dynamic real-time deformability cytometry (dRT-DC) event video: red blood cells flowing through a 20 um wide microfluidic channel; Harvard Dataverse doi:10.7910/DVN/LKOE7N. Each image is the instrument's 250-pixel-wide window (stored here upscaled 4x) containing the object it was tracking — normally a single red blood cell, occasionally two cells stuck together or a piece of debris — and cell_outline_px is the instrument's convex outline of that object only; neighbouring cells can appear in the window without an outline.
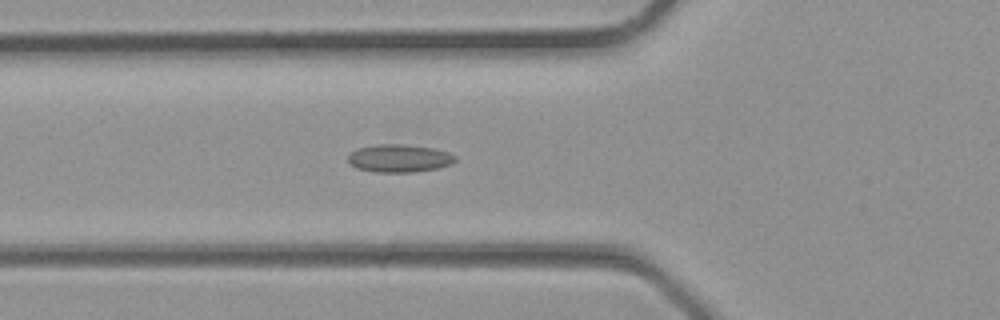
{"species": "common noctule bat (a hibernating species)", "species_latin": "Nyctalus noctula", "temperature_condition": "room temperature", "stored_images_in_passage": 34, "camera_frame_rate_fps": 3000, "um_per_image_px": 0.085, "animal": {"sex": "male", "body_mass_g": 23.1, "forearm_length_mm": 52.7}, "frame": {"image": 1, "passage_image": 12, "time_ms": 3.667, "image_size_px": [1000, 320], "cell_outline_px": [[456, 160], [452, 164], [436, 168], [412, 172], [376, 172], [356, 168], [348, 164], [348, 156], [356, 148], [376, 144], [404, 144], [432, 148], [448, 152], [456, 156]], "centroid_in_image_um": [33.9, 13.45], "position_along_channel_um": 91.9, "area_um2": 17.46}}
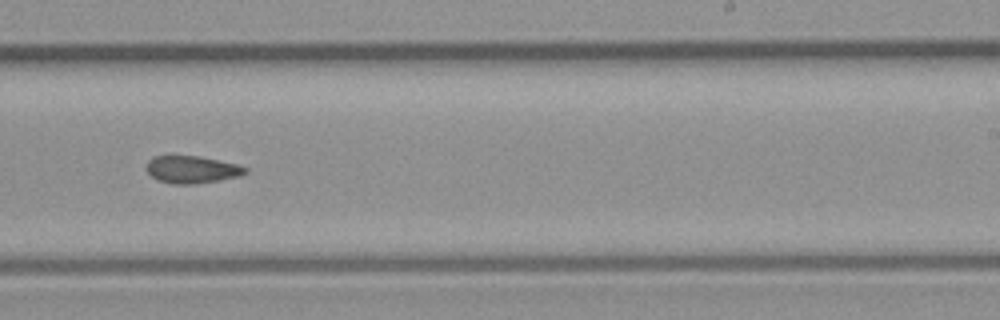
{"frame": {"image": 2, "passage_image": 21, "time_ms": 6.667, "image_size_px": [1000, 320], "cell_outline_px": [[248, 172], [240, 176], [220, 180], [192, 184], [172, 184], [156, 180], [144, 168], [148, 160], [152, 156], [200, 156], [236, 164], [248, 168]], "centroid_in_image_um": [16.28, 14.41], "position_along_channel_um": 272.7, "area_um2": 15.9}}
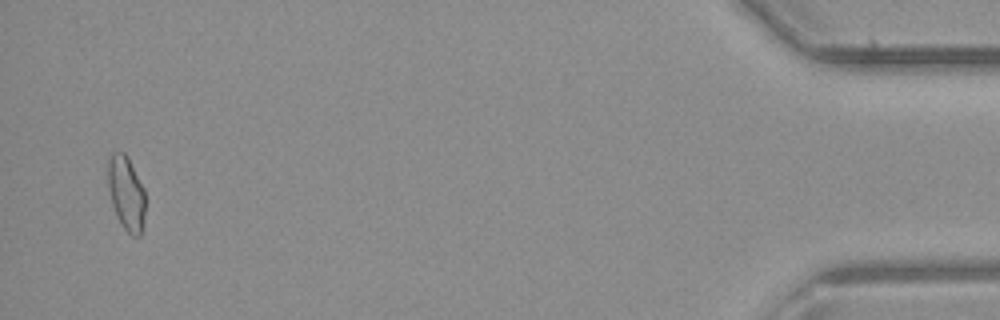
{"frame": {"image": 3, "passage_image": 33, "time_ms": 10.667, "image_size_px": [1000, 320], "cell_outline_px": [[144, 220], [140, 236], [132, 236], [124, 228], [112, 204], [108, 188], [108, 160], [112, 152], [124, 152], [128, 156], [144, 188]], "centroid_in_image_um": [10.73, 16.38], "position_along_channel_um": 424.5, "area_um2": 16.01}}